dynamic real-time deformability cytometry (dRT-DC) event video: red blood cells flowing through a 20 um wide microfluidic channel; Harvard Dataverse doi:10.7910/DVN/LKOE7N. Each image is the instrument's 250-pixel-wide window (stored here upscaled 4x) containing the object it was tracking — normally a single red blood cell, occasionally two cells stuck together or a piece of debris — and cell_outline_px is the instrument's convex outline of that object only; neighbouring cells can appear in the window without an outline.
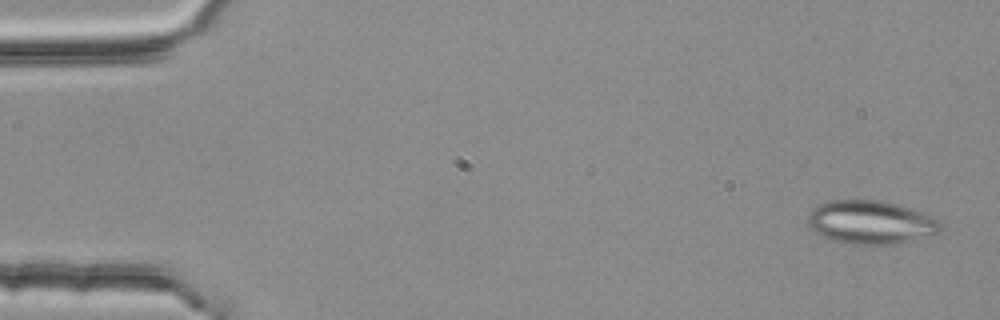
{"species": "common noctule bat (a hibernating species)", "species_latin": "Nyctalus noctula", "temperature_condition": "room temperature", "stored_images_in_passage": 5, "camera_frame_rate_fps": 3000, "um_per_image_px": 0.085, "animal": {"sex": "female", "body_mass_g": 25.1}, "frame": {"image": 1, "passage_image": 1, "time_ms": 0.0, "image_size_px": [1000, 320], "cell_outline_px": [[944, 224], [940, 232], [892, 244], [852, 244], [836, 240], [824, 236], [816, 232], [808, 224], [808, 212], [812, 208], [820, 204], [832, 200], [884, 200], [900, 204], [936, 216]], "centroid_in_image_um": [74.07, 18.86], "position_along_channel_um": 10.9, "area_um2": 33.64}}